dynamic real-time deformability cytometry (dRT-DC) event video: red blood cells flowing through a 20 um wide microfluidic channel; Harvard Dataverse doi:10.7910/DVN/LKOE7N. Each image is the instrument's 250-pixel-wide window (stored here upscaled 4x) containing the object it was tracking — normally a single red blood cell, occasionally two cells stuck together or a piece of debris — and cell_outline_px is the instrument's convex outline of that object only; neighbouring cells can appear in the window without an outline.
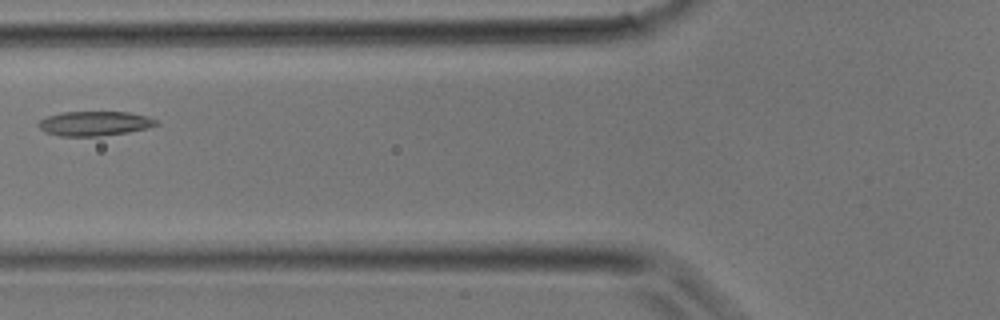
{"species": "common noctule bat (a hibernating species)", "species_latin": "Nyctalus noctula", "temperature_condition": "room temperature", "stored_images_in_passage": 25, "camera_frame_rate_fps": 3000, "um_per_image_px": 0.085, "animal": {"sex": "male", "body_mass_g": 17.9}, "frame": {"image": 1, "passage_image": 5, "time_ms": 1.333, "image_size_px": [1000, 320], "cell_outline_px": [[160, 124], [148, 128], [128, 132], [100, 136], [60, 136], [44, 132], [36, 124], [40, 120], [48, 116], [64, 112], [128, 112], [144, 116], [156, 120]], "centroid_in_image_um": [8.02, 10.5], "position_along_channel_um": 117.8, "area_um2": 16.76}}
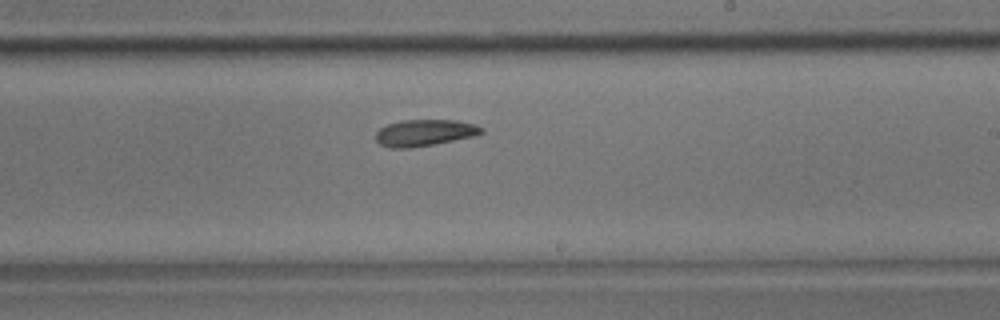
{"frame": {"image": 2, "passage_image": 12, "time_ms": 3.667, "image_size_px": [1000, 320], "cell_outline_px": [[484, 132], [476, 136], [412, 148], [388, 148], [380, 144], [376, 140], [376, 132], [380, 128], [388, 124], [404, 120], [456, 120], [476, 124], [484, 128]], "centroid_in_image_um": [36.12, 11.29], "position_along_channel_um": 252.9, "area_um2": 16.47}}
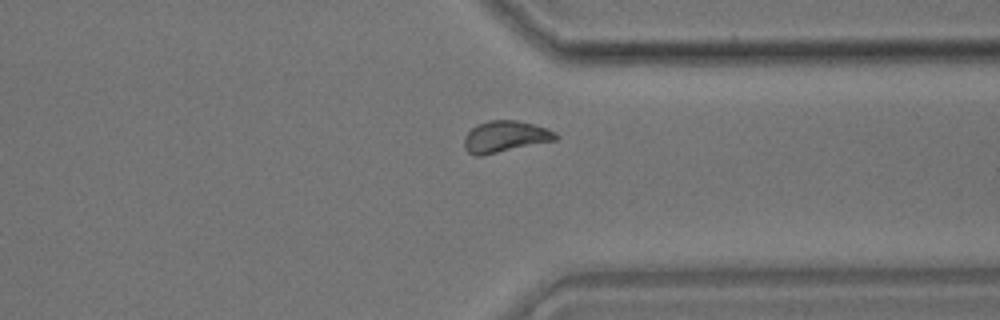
{"frame": {"image": 3, "passage_image": 18, "time_ms": 5.667, "image_size_px": [1000, 320], "cell_outline_px": [[560, 136], [556, 140], [480, 156], [472, 156], [464, 148], [464, 136], [476, 124], [488, 120], [516, 120], [532, 124], [556, 132]], "centroid_in_image_um": [42.9, 11.61], "position_along_channel_um": 368.5, "area_um2": 16.76}}